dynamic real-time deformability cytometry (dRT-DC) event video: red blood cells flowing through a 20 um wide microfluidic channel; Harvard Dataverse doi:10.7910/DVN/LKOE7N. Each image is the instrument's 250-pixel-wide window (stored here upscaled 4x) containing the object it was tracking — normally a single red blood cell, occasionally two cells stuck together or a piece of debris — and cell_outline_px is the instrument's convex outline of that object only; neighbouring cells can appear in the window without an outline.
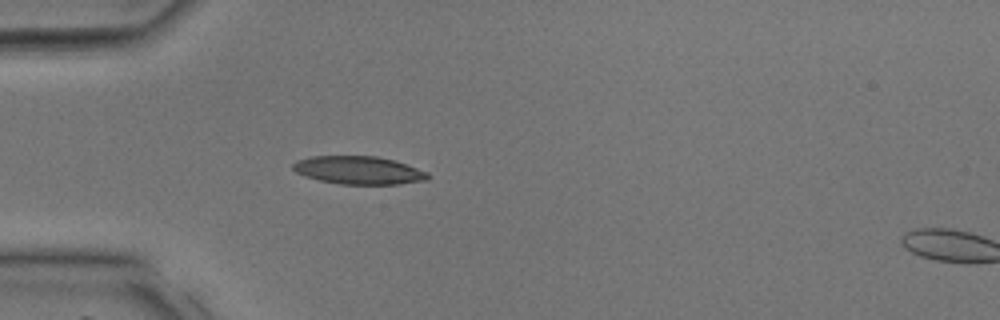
{"species": "common noctule bat (a hibernating species)", "species_latin": "Nyctalus noctula", "temperature_condition": "room temperature", "stored_images_in_passage": 32, "camera_frame_rate_fps": 3000, "um_per_image_px": 0.085, "animal": {"sex": "male", "body_mass_g": 17.9, "forearm_length_mm": 54.2}, "frame": {"image": 1, "passage_image": 6, "time_ms": 1.667, "image_size_px": [1000, 320], "cell_outline_px": [[432, 176], [428, 180], [400, 184], [340, 184], [320, 180], [304, 176], [296, 172], [292, 168], [292, 164], [296, 160], [312, 156], [376, 156], [396, 160], [428, 172]], "centroid_in_image_um": [30.52, 14.47], "position_along_channel_um": 54.5, "area_um2": 22.25}}
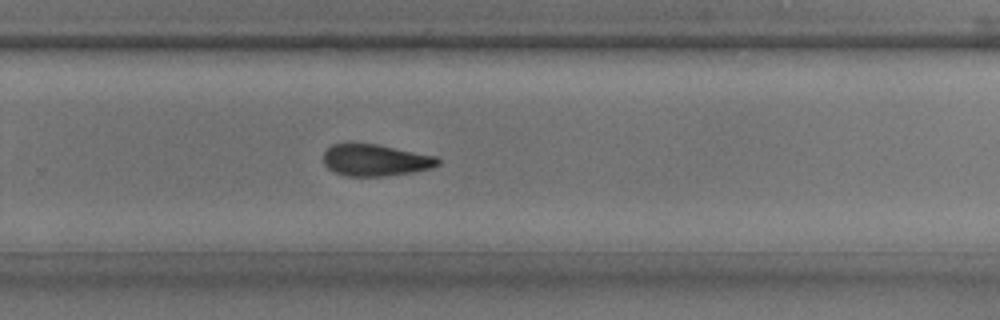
{"frame": {"image": 2, "passage_image": 20, "time_ms": 6.333, "image_size_px": [1000, 320], "cell_outline_px": [[440, 164], [432, 168], [412, 172], [384, 176], [344, 176], [328, 168], [324, 164], [324, 152], [332, 144], [352, 140], [380, 144], [440, 156]], "centroid_in_image_um": [31.92, 13.56], "position_along_channel_um": 297.9, "area_um2": 22.08}}
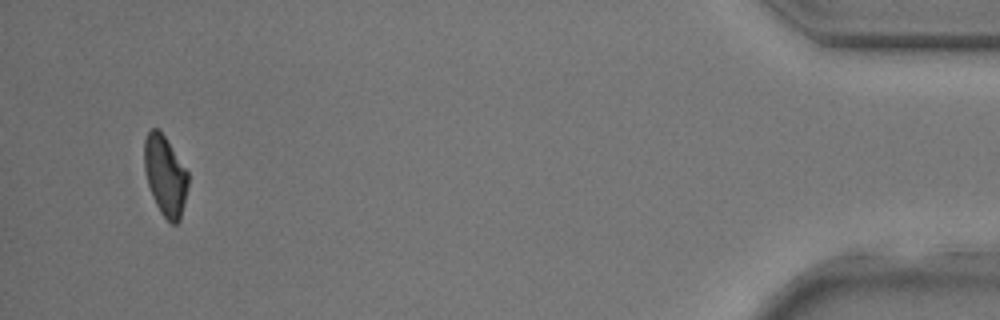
{"frame": {"image": 3, "passage_image": 31, "time_ms": 10.0, "image_size_px": [1000, 320], "cell_outline_px": [[188, 184], [184, 204], [180, 220], [176, 224], [172, 224], [160, 212], [152, 196], [148, 184], [144, 168], [144, 140], [148, 132], [152, 128], [156, 128], [164, 136], [188, 172]], "centroid_in_image_um": [14.03, 14.95], "position_along_channel_um": 421.2, "area_um2": 20.17}}